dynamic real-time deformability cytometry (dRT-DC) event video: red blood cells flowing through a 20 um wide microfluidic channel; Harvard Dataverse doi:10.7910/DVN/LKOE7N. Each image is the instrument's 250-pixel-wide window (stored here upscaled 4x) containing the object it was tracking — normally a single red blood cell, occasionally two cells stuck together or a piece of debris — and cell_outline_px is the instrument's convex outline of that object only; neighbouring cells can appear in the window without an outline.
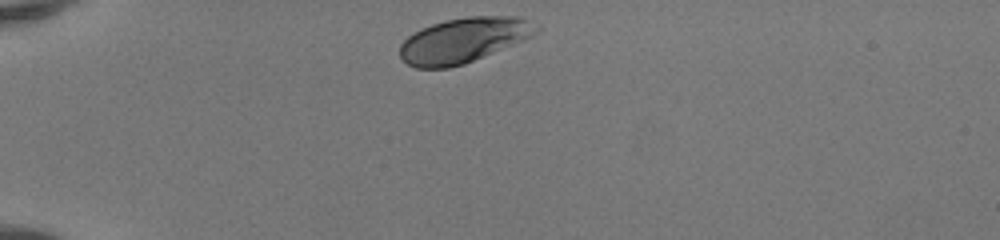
{"species": "human", "species_latin": "Homo sapiens", "temperature_condition": "room temperature", "stored_images_in_passage": 32, "camera_frame_rate_fps": 3000, "um_per_image_px": 0.085, "donor": {"sex": "female"}, "frame": {"image": 1, "passage_image": 1, "time_ms": 0.0, "image_size_px": [1000, 240], "cell_outline_px": [[540, 32], [524, 40], [464, 64], [448, 68], [416, 68], [408, 64], [400, 56], [400, 44], [408, 36], [432, 24], [444, 20], [468, 16], [520, 16], [540, 28]], "centroid_in_image_um": [39.42, 3.41], "position_along_channel_um": 45.6, "area_um2": 35.6}}
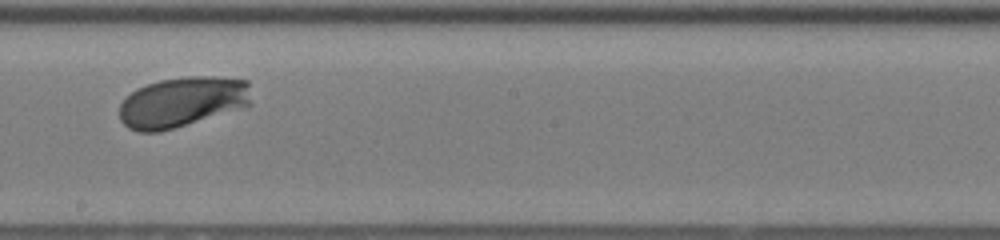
{"frame": {"image": 2, "passage_image": 18, "time_ms": 5.667, "image_size_px": [1000, 240], "cell_outline_px": [[252, 104], [248, 108], [160, 132], [140, 132], [128, 128], [120, 120], [120, 104], [136, 88], [160, 80], [188, 76], [216, 76], [248, 80]], "centroid_in_image_um": [15.56, 8.68], "position_along_channel_um": 232.6, "area_um2": 39.36}}
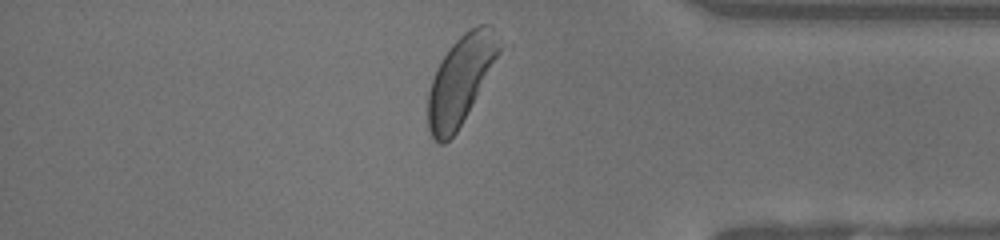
{"frame": {"image": 3, "passage_image": 31, "time_ms": 10.0, "image_size_px": [1000, 240], "cell_outline_px": [[512, 48], [456, 132], [444, 144], [440, 144], [432, 136], [428, 128], [428, 92], [432, 80], [440, 60], [448, 48], [464, 32], [480, 24], [492, 24], [512, 44]], "centroid_in_image_um": [39.42, 6.63], "position_along_channel_um": 395.8, "area_um2": 39.94}, "authors_computed_cell_mechanics": {"area_um2": 37.2521, "velocity_mm_per_s": 4.0788, "shape_relaxation_time_tau1_ms": 1.1641, "shape_relaxation_time_tau2_ms": null, "deformation_change_tau1": 0.1307, "deformation_change_tau2": null}}